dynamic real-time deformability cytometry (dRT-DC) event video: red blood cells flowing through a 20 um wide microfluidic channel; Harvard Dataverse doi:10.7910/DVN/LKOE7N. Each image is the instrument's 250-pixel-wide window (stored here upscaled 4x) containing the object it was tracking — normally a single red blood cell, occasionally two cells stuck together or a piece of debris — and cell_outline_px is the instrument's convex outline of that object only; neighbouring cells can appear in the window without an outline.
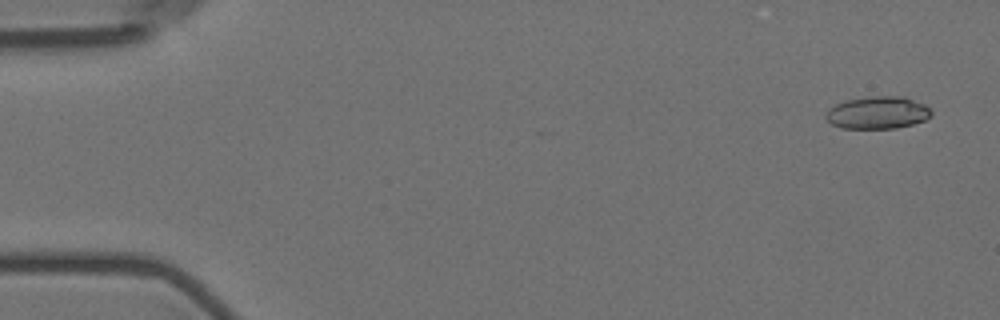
{"species": "Egyptian fruit bat (a non-hibernating species)", "species_latin": "Rousettus aegyptiacus", "temperature_condition": "room temperature", "stored_images_in_passage": 9, "camera_frame_rate_fps": 3000, "um_per_image_px": 0.085, "animal": {"sex": "female"}, "frame": {"image": 1, "passage_image": 1, "time_ms": 0.0, "image_size_px": [1000, 320], "cell_outline_px": [[932, 116], [924, 120], [912, 124], [896, 128], [840, 128], [832, 124], [824, 116], [828, 108], [836, 104], [848, 100], [872, 96], [904, 96], [924, 104], [932, 112]], "centroid_in_image_um": [74.59, 9.57], "position_along_channel_um": 10.4, "area_um2": 19.88}}
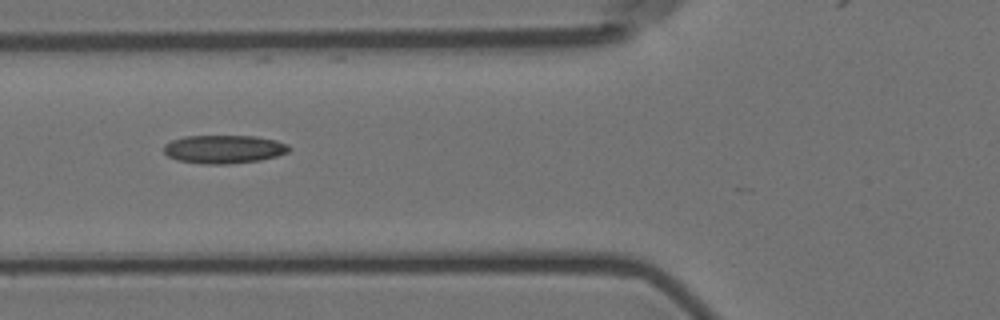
{"frame": {"image": 2, "passage_image": 6, "time_ms": 6.333, "image_size_px": [1000, 320], "cell_outline_px": [[292, 148], [288, 152], [276, 156], [260, 160], [228, 164], [204, 164], [176, 160], [168, 156], [164, 152], [164, 144], [172, 140], [184, 136], [256, 136], [276, 140], [288, 144]], "centroid_in_image_um": [19.04, 12.68], "position_along_channel_um": 106.8, "area_um2": 20.81}}
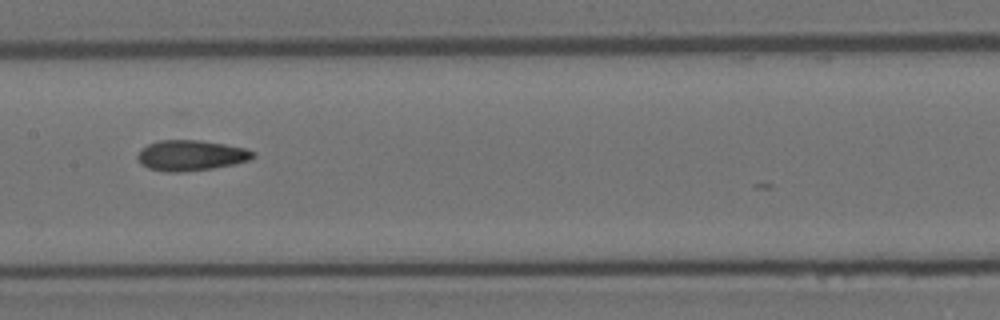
{"frame": {"image": 3, "passage_image": 8, "time_ms": 8.667, "image_size_px": [1000, 320], "cell_outline_px": [[256, 156], [248, 160], [232, 164], [212, 168], [180, 172], [168, 172], [148, 168], [140, 164], [136, 156], [140, 148], [148, 144], [160, 140], [200, 140], [224, 144], [244, 148], [256, 152]], "centroid_in_image_um": [16.19, 13.2], "position_along_channel_um": 191.2, "area_um2": 20.52}}